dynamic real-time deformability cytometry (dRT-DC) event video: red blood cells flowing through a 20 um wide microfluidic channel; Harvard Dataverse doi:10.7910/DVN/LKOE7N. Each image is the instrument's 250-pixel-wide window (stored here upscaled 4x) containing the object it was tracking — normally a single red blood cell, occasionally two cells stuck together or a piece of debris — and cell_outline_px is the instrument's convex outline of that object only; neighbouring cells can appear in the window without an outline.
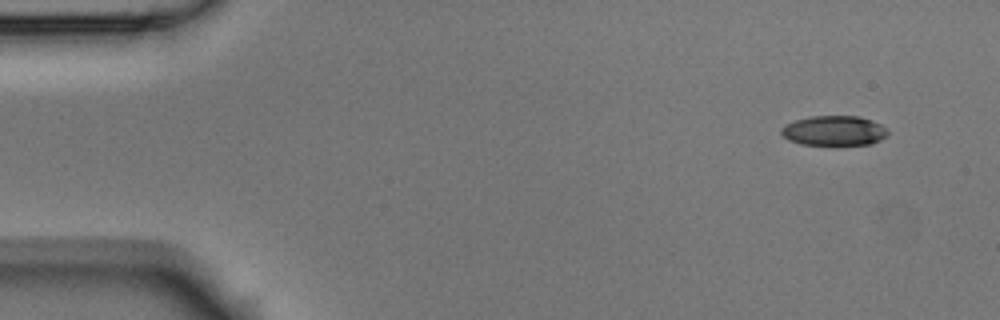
{"species": "Egyptian fruit bat (a non-hibernating species)", "species_latin": "Rousettus aegyptiacus", "temperature_condition": "room temperature", "stored_images_in_passage": 4, "camera_frame_rate_fps": 3000, "um_per_image_px": 0.085, "animal": {"sex": "male"}, "frame": {"image": 1, "passage_image": 1, "time_ms": 0.0, "image_size_px": [1000, 320], "cell_outline_px": [[888, 136], [872, 144], [836, 148], [800, 144], [788, 140], [780, 132], [780, 128], [796, 120], [812, 116], [860, 116], [872, 120], [888, 128]], "centroid_in_image_um": [70.94, 11.17], "position_along_channel_um": 14.1, "area_um2": 19.54}}
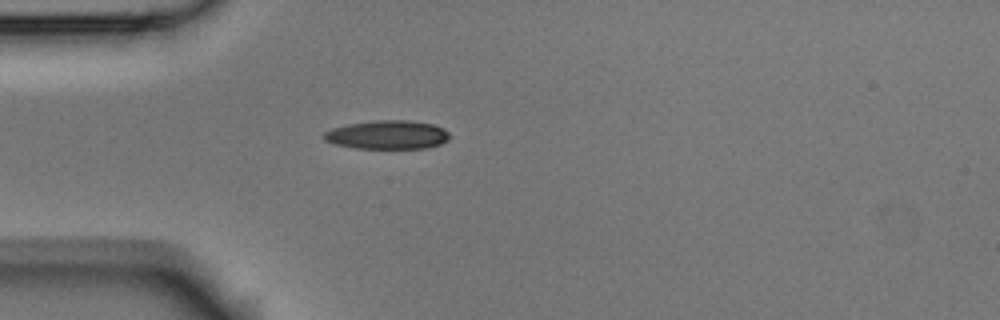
{"frame": {"image": 2, "passage_image": 4, "time_ms": 1.0, "image_size_px": [1000, 320], "cell_outline_px": [[448, 140], [440, 144], [428, 148], [356, 148], [336, 144], [324, 140], [320, 136], [324, 132], [332, 128], [348, 124], [372, 120], [408, 120], [432, 124], [444, 128], [448, 132]], "centroid_in_image_um": [32.91, 11.45], "position_along_channel_um": 52.1, "area_um2": 21.1}}